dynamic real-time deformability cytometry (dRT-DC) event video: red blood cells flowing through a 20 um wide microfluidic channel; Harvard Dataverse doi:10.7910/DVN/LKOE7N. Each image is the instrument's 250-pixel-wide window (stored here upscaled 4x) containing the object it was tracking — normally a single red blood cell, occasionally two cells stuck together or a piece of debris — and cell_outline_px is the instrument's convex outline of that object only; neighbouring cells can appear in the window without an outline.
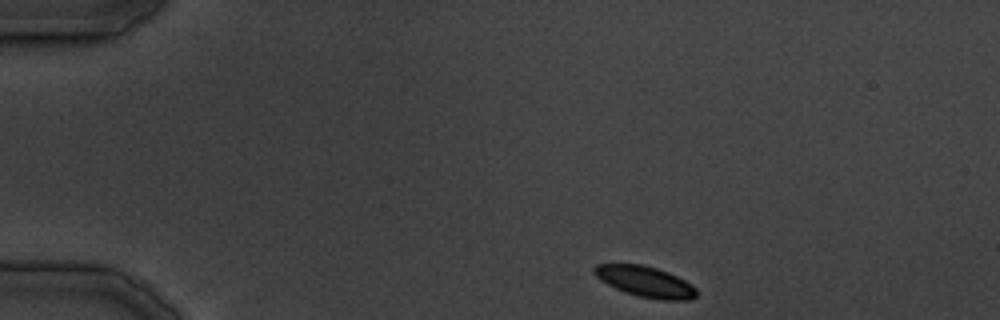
{"species": "common noctule bat (a hibernating species)", "species_latin": "Nyctalus noctula", "temperature_condition": "cold", "stored_images_in_passage": 30, "camera_frame_rate_fps": 3000, "um_per_image_px": 0.085, "animal": {"sex": "male", "body_mass_g": 19.5, "forearm_length_mm": 54.6}, "frame": {"image": 1, "passage_image": 1, "time_ms": 0.0, "image_size_px": [1000, 320], "cell_outline_px": [[696, 296], [692, 300], [660, 300], [640, 296], [624, 292], [600, 280], [592, 272], [592, 268], [596, 264], [644, 264], [668, 272], [684, 280], [696, 288]], "centroid_in_image_um": [54.83, 23.93], "position_along_channel_um": 30.2, "area_um2": 18.32}}
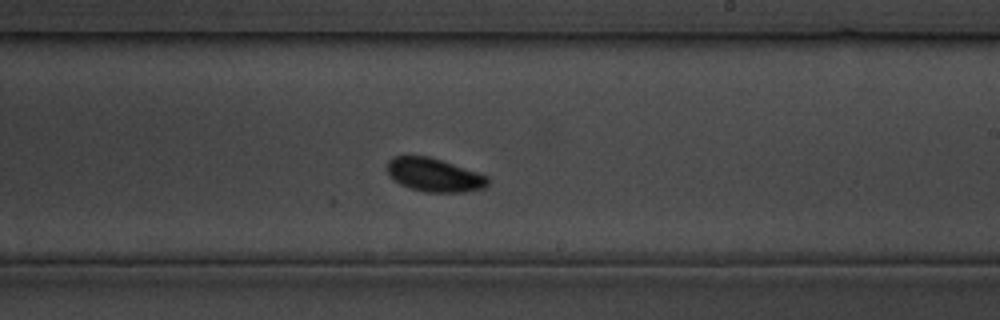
{"frame": {"image": 2, "passage_image": 17, "time_ms": 20.333, "image_size_px": [1000, 320], "cell_outline_px": [[488, 184], [484, 188], [460, 192], [424, 192], [400, 184], [388, 176], [388, 160], [392, 156], [428, 156], [488, 176]], "centroid_in_image_um": [36.87, 14.87], "position_along_channel_um": 252.1, "area_um2": 19.36}}
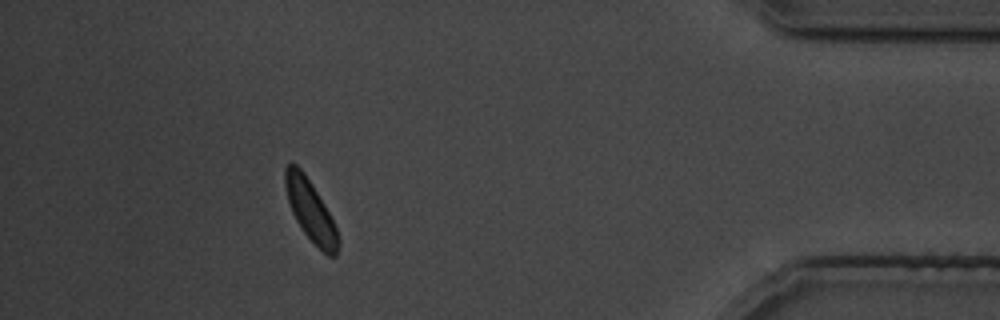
{"frame": {"image": 3, "passage_image": 27, "time_ms": 34.333, "image_size_px": [1000, 320], "cell_outline_px": [[340, 240], [336, 256], [328, 256], [304, 232], [296, 220], [292, 212], [288, 200], [284, 184], [284, 168], [292, 160], [304, 172], [324, 204], [336, 228]], "centroid_in_image_um": [26.37, 17.86], "position_along_channel_um": 408.8, "area_um2": 18.55}}